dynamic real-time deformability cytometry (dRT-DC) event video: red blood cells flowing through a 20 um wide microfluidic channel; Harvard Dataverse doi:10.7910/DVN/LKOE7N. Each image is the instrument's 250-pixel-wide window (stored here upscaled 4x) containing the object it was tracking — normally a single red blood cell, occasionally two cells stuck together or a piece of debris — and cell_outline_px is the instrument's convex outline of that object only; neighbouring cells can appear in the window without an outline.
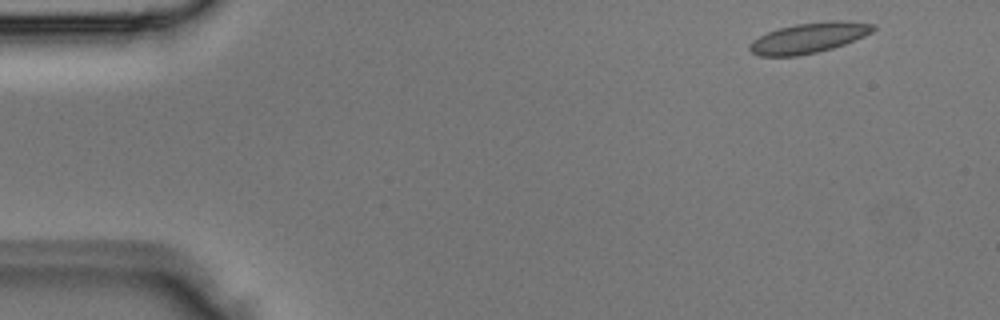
{"species": "Egyptian fruit bat (a non-hibernating species)", "species_latin": "Rousettus aegyptiacus", "temperature_condition": "room temperature", "stored_images_in_passage": 5, "segment_of_instrument_passage": [2, 2], "camera_frame_rate_fps": 3000, "um_per_image_px": 0.085, "animal": {"sex": "male"}, "frame": {"image": 1, "passage_image": 5, "time_ms": 1.333, "image_size_px": [1000, 320], "cell_outline_px": [[876, 28], [872, 32], [864, 36], [844, 44], [832, 48], [816, 52], [796, 56], [760, 56], [752, 52], [748, 48], [748, 44], [752, 40], [768, 32], [780, 28], [796, 24], [832, 20], [840, 20], [876, 24]], "centroid_in_image_um": [68.75, 3.21], "position_along_channel_um": 16.2, "area_um2": 21.73}}